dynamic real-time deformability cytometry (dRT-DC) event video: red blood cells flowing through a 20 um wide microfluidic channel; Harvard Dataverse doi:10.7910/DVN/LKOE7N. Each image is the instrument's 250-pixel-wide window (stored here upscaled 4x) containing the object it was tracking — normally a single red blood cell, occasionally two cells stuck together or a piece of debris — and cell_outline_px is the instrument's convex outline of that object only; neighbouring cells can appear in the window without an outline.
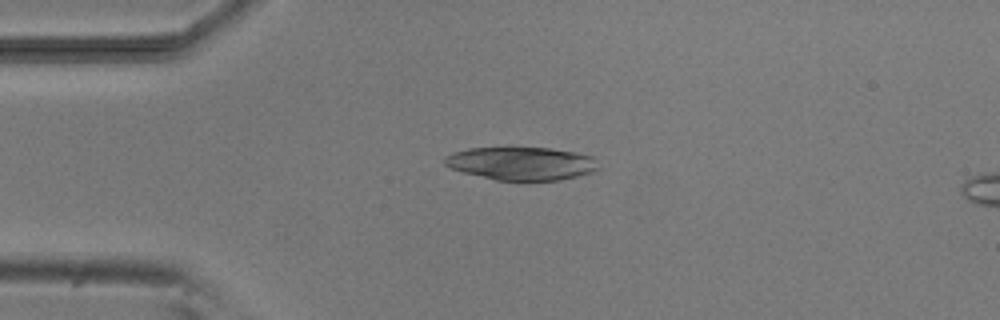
{"species": "common noctule bat (a hibernating species)", "species_latin": "Nyctalus noctula", "temperature_condition": "room temperature", "stored_images_in_passage": 2, "camera_frame_rate_fps": 3000, "um_per_image_px": 0.085, "animal": {"sex": "male", "body_mass_g": 20.5, "forearm_length_mm": 52.5}, "frame": {"image": 1, "passage_image": 1, "time_ms": 0.0, "image_size_px": [1000, 320], "cell_outline_px": [[600, 168], [592, 172], [560, 180], [524, 184], [496, 180], [464, 172], [452, 168], [444, 164], [444, 156], [452, 152], [468, 148], [552, 148], [576, 152], [592, 156]], "centroid_in_image_um": [44.33, 13.93], "position_along_channel_um": 40.7, "area_um2": 30.46}}